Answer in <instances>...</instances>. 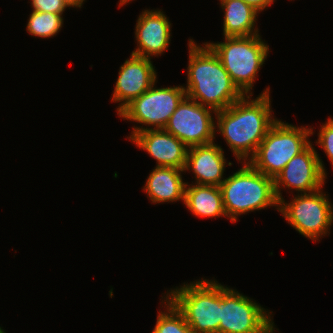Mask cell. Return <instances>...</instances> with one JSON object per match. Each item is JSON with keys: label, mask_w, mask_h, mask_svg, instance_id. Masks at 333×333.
<instances>
[{"label": "cell", "mask_w": 333, "mask_h": 333, "mask_svg": "<svg viewBox=\"0 0 333 333\" xmlns=\"http://www.w3.org/2000/svg\"><path fill=\"white\" fill-rule=\"evenodd\" d=\"M224 12V37H247L259 34L256 21L259 12L243 0H219Z\"/></svg>", "instance_id": "e0dca14e"}, {"label": "cell", "mask_w": 333, "mask_h": 333, "mask_svg": "<svg viewBox=\"0 0 333 333\" xmlns=\"http://www.w3.org/2000/svg\"><path fill=\"white\" fill-rule=\"evenodd\" d=\"M184 205L197 217L227 218L219 186L186 182Z\"/></svg>", "instance_id": "ac0fdd59"}, {"label": "cell", "mask_w": 333, "mask_h": 333, "mask_svg": "<svg viewBox=\"0 0 333 333\" xmlns=\"http://www.w3.org/2000/svg\"><path fill=\"white\" fill-rule=\"evenodd\" d=\"M244 95L240 100L215 114V132L224 137L226 145L239 163L248 162L277 120L272 115L270 88L258 97Z\"/></svg>", "instance_id": "6da1fadb"}, {"label": "cell", "mask_w": 333, "mask_h": 333, "mask_svg": "<svg viewBox=\"0 0 333 333\" xmlns=\"http://www.w3.org/2000/svg\"><path fill=\"white\" fill-rule=\"evenodd\" d=\"M62 2L66 5L67 8H82L83 2H85V0H62Z\"/></svg>", "instance_id": "cb8c5ba5"}, {"label": "cell", "mask_w": 333, "mask_h": 333, "mask_svg": "<svg viewBox=\"0 0 333 333\" xmlns=\"http://www.w3.org/2000/svg\"><path fill=\"white\" fill-rule=\"evenodd\" d=\"M183 172L182 169L156 166L147 177L143 191L155 204L180 200L184 204L186 182L182 179Z\"/></svg>", "instance_id": "2e32d148"}, {"label": "cell", "mask_w": 333, "mask_h": 333, "mask_svg": "<svg viewBox=\"0 0 333 333\" xmlns=\"http://www.w3.org/2000/svg\"><path fill=\"white\" fill-rule=\"evenodd\" d=\"M317 136L318 139L315 143L324 150L328 160H330L333 166V118L329 116L327 121L320 126Z\"/></svg>", "instance_id": "44dd1931"}, {"label": "cell", "mask_w": 333, "mask_h": 333, "mask_svg": "<svg viewBox=\"0 0 333 333\" xmlns=\"http://www.w3.org/2000/svg\"><path fill=\"white\" fill-rule=\"evenodd\" d=\"M216 111L188 98L181 101L164 128L188 148L215 142Z\"/></svg>", "instance_id": "30bf717a"}, {"label": "cell", "mask_w": 333, "mask_h": 333, "mask_svg": "<svg viewBox=\"0 0 333 333\" xmlns=\"http://www.w3.org/2000/svg\"><path fill=\"white\" fill-rule=\"evenodd\" d=\"M171 27L169 18L162 10L142 11L135 25L137 48L131 54L148 59L162 55L170 45Z\"/></svg>", "instance_id": "4fadbf2b"}, {"label": "cell", "mask_w": 333, "mask_h": 333, "mask_svg": "<svg viewBox=\"0 0 333 333\" xmlns=\"http://www.w3.org/2000/svg\"><path fill=\"white\" fill-rule=\"evenodd\" d=\"M63 22V14L32 11L29 15L26 31L33 37L52 38L60 32Z\"/></svg>", "instance_id": "ffe728a7"}, {"label": "cell", "mask_w": 333, "mask_h": 333, "mask_svg": "<svg viewBox=\"0 0 333 333\" xmlns=\"http://www.w3.org/2000/svg\"><path fill=\"white\" fill-rule=\"evenodd\" d=\"M325 165L310 143L302 152L293 157L274 178V189L278 201L283 199L281 189H293L297 194L312 193L326 183Z\"/></svg>", "instance_id": "8fae6325"}, {"label": "cell", "mask_w": 333, "mask_h": 333, "mask_svg": "<svg viewBox=\"0 0 333 333\" xmlns=\"http://www.w3.org/2000/svg\"><path fill=\"white\" fill-rule=\"evenodd\" d=\"M162 298L165 311L159 310L156 325L151 333H195L175 305L166 296Z\"/></svg>", "instance_id": "d6986e66"}, {"label": "cell", "mask_w": 333, "mask_h": 333, "mask_svg": "<svg viewBox=\"0 0 333 333\" xmlns=\"http://www.w3.org/2000/svg\"><path fill=\"white\" fill-rule=\"evenodd\" d=\"M248 5L252 6L256 9L259 13L271 6L274 0H243Z\"/></svg>", "instance_id": "603a6c76"}, {"label": "cell", "mask_w": 333, "mask_h": 333, "mask_svg": "<svg viewBox=\"0 0 333 333\" xmlns=\"http://www.w3.org/2000/svg\"><path fill=\"white\" fill-rule=\"evenodd\" d=\"M156 81L157 73L151 59L131 54L120 66L112 94L111 102H119L117 114Z\"/></svg>", "instance_id": "7c38bea8"}, {"label": "cell", "mask_w": 333, "mask_h": 333, "mask_svg": "<svg viewBox=\"0 0 333 333\" xmlns=\"http://www.w3.org/2000/svg\"><path fill=\"white\" fill-rule=\"evenodd\" d=\"M32 11L43 13L63 14L66 10V5L62 0H31Z\"/></svg>", "instance_id": "7402d4cb"}, {"label": "cell", "mask_w": 333, "mask_h": 333, "mask_svg": "<svg viewBox=\"0 0 333 333\" xmlns=\"http://www.w3.org/2000/svg\"><path fill=\"white\" fill-rule=\"evenodd\" d=\"M189 39L187 84L188 98L215 110H224L244 94L233 83L218 56L204 42L197 45Z\"/></svg>", "instance_id": "7a4b0ae2"}, {"label": "cell", "mask_w": 333, "mask_h": 333, "mask_svg": "<svg viewBox=\"0 0 333 333\" xmlns=\"http://www.w3.org/2000/svg\"><path fill=\"white\" fill-rule=\"evenodd\" d=\"M313 134V127H298L277 119L248 163L274 179L293 157L311 143L309 138Z\"/></svg>", "instance_id": "8992f818"}, {"label": "cell", "mask_w": 333, "mask_h": 333, "mask_svg": "<svg viewBox=\"0 0 333 333\" xmlns=\"http://www.w3.org/2000/svg\"><path fill=\"white\" fill-rule=\"evenodd\" d=\"M183 314L195 333H219L221 284L216 279H200L171 288L165 295Z\"/></svg>", "instance_id": "277c9868"}, {"label": "cell", "mask_w": 333, "mask_h": 333, "mask_svg": "<svg viewBox=\"0 0 333 333\" xmlns=\"http://www.w3.org/2000/svg\"><path fill=\"white\" fill-rule=\"evenodd\" d=\"M3 327L0 328V333H6V331L4 329H2Z\"/></svg>", "instance_id": "484cf974"}, {"label": "cell", "mask_w": 333, "mask_h": 333, "mask_svg": "<svg viewBox=\"0 0 333 333\" xmlns=\"http://www.w3.org/2000/svg\"><path fill=\"white\" fill-rule=\"evenodd\" d=\"M215 142L188 148L184 172L193 171L194 182L199 185L220 186L226 179L224 150ZM225 177V178H223Z\"/></svg>", "instance_id": "9a60e30c"}, {"label": "cell", "mask_w": 333, "mask_h": 333, "mask_svg": "<svg viewBox=\"0 0 333 333\" xmlns=\"http://www.w3.org/2000/svg\"><path fill=\"white\" fill-rule=\"evenodd\" d=\"M154 83L146 92L133 99L117 115L141 125L132 127L131 139L137 132L164 129L181 101L187 96L184 85L158 88ZM146 127H143V126ZM150 126V127H149ZM152 126V127H151Z\"/></svg>", "instance_id": "52a82bcc"}, {"label": "cell", "mask_w": 333, "mask_h": 333, "mask_svg": "<svg viewBox=\"0 0 333 333\" xmlns=\"http://www.w3.org/2000/svg\"><path fill=\"white\" fill-rule=\"evenodd\" d=\"M130 140L154 158L156 166L184 170L188 147L165 129L137 132Z\"/></svg>", "instance_id": "5bb4252c"}, {"label": "cell", "mask_w": 333, "mask_h": 333, "mask_svg": "<svg viewBox=\"0 0 333 333\" xmlns=\"http://www.w3.org/2000/svg\"><path fill=\"white\" fill-rule=\"evenodd\" d=\"M323 187L312 193L297 194L290 202L279 201V210L287 223L312 241L330 234L333 225V204ZM289 202V203H288Z\"/></svg>", "instance_id": "ba28073f"}, {"label": "cell", "mask_w": 333, "mask_h": 333, "mask_svg": "<svg viewBox=\"0 0 333 333\" xmlns=\"http://www.w3.org/2000/svg\"><path fill=\"white\" fill-rule=\"evenodd\" d=\"M223 39L224 42L205 43L218 56L238 89L244 95H252L257 73L269 54V45L260 34Z\"/></svg>", "instance_id": "5b68a950"}, {"label": "cell", "mask_w": 333, "mask_h": 333, "mask_svg": "<svg viewBox=\"0 0 333 333\" xmlns=\"http://www.w3.org/2000/svg\"><path fill=\"white\" fill-rule=\"evenodd\" d=\"M120 2H119V7H121V6H123V5H127V3H129V2H131V1H133V0H119Z\"/></svg>", "instance_id": "d4e9b609"}, {"label": "cell", "mask_w": 333, "mask_h": 333, "mask_svg": "<svg viewBox=\"0 0 333 333\" xmlns=\"http://www.w3.org/2000/svg\"><path fill=\"white\" fill-rule=\"evenodd\" d=\"M271 315L254 299L221 284L219 333H274Z\"/></svg>", "instance_id": "9c48e42d"}, {"label": "cell", "mask_w": 333, "mask_h": 333, "mask_svg": "<svg viewBox=\"0 0 333 333\" xmlns=\"http://www.w3.org/2000/svg\"><path fill=\"white\" fill-rule=\"evenodd\" d=\"M243 164L219 186L227 218L232 223L237 222L238 216L252 211L271 206L279 210L274 179L254 169L248 162Z\"/></svg>", "instance_id": "3957f363"}]
</instances>
